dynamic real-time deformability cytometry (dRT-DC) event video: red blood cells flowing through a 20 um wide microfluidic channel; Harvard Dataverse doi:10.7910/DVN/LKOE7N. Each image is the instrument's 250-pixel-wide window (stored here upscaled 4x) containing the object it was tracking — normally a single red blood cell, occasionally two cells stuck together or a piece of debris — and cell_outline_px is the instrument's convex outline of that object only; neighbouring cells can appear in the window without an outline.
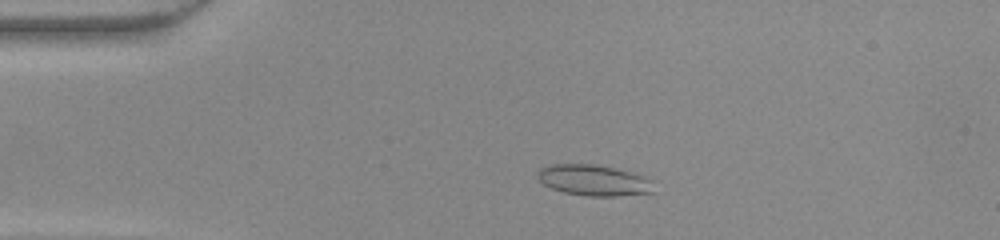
{"species": "common noctule bat (a hibernating species)", "species_latin": "Nyctalus noctula", "temperature_condition": "warm", "stored_images_in_passage": 46, "camera_frame_rate_fps": 3000, "um_per_image_px": 0.085, "animal": {"sex": "female", "body_mass_g": 22.0, "forearm_length_mm": 56.7}, "frame": {"image": 1, "passage_image": 8, "time_ms": 2.333, "image_size_px": [1000, 240], "cell_outline_px": [[656, 192], [616, 196], [588, 196], [564, 192], [552, 188], [544, 184], [536, 176], [536, 172], [540, 168], [552, 164], [596, 164], [616, 168], [644, 176], [652, 180]], "centroid_in_image_um": [50.49, 15.32], "position_along_channel_um": 34.5, "area_um2": 21.1}}
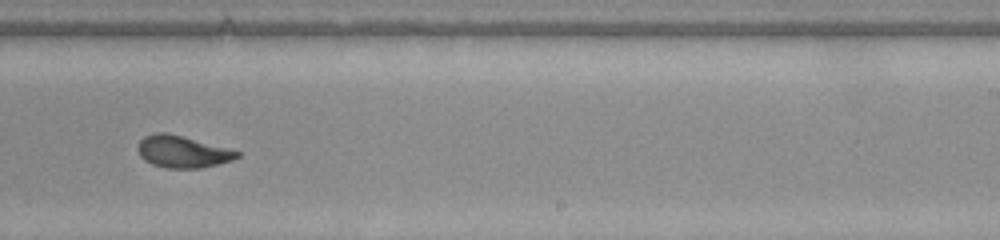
{"frame": {"image": 2, "passage_image": 28, "time_ms": 9.0, "image_size_px": [1000, 240], "cell_outline_px": [[240, 156], [232, 160], [220, 164], [200, 168], [164, 168], [152, 164], [144, 160], [140, 156], [136, 148], [140, 140], [144, 136], [156, 132], [164, 132], [180, 136], [240, 152]], "centroid_in_image_um": [15.45, 12.91], "position_along_channel_um": 273.5, "area_um2": 18.26}}
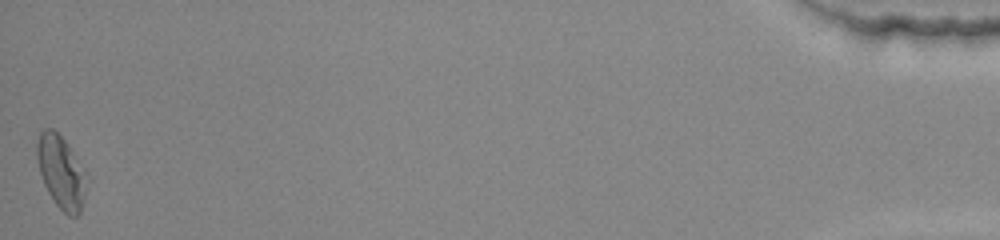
{"frame": {"image": 3, "passage_image": 46, "time_ms": 15.0, "image_size_px": [1000, 240], "cell_outline_px": [[84, 200], [80, 212], [76, 216], [68, 216], [56, 204], [48, 192], [44, 184], [36, 160], [36, 144], [40, 132], [44, 128], [52, 128], [68, 144], [84, 172]], "centroid_in_image_um": [5.14, 14.61], "position_along_channel_um": 430.1, "area_um2": 20.52}}